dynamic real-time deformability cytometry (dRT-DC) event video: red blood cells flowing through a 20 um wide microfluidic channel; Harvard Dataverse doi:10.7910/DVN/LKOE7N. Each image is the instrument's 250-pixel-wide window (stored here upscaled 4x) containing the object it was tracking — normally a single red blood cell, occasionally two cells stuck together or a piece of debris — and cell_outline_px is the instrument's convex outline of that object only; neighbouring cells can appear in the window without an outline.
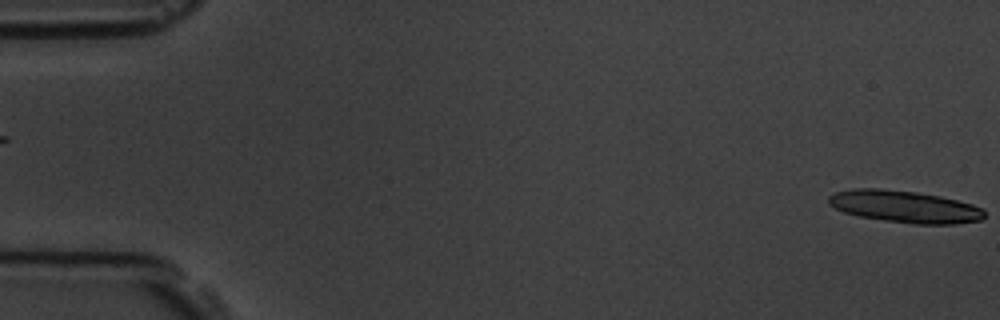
{"species": "common noctule bat (a hibernating species)", "species_latin": "Nyctalus noctula", "temperature_condition": "room temperature", "stored_images_in_passage": 4, "camera_frame_rate_fps": 3000, "um_per_image_px": 0.085, "animal": {"sex": "male", "body_mass_g": 19.5, "forearm_length_mm": 54.6}, "frame": {"image": 1, "passage_image": 4, "time_ms": 4.333, "image_size_px": [1000, 320], "cell_outline_px": [[984, 216], [980, 220], [956, 224], [912, 224], [884, 220], [860, 216], [844, 212], [828, 204], [828, 196], [836, 192], [852, 188], [880, 188], [916, 192], [940, 196], [972, 204], [984, 208]], "centroid_in_image_um": [76.9, 17.56], "position_along_channel_um": 8.1, "area_um2": 29.13}}